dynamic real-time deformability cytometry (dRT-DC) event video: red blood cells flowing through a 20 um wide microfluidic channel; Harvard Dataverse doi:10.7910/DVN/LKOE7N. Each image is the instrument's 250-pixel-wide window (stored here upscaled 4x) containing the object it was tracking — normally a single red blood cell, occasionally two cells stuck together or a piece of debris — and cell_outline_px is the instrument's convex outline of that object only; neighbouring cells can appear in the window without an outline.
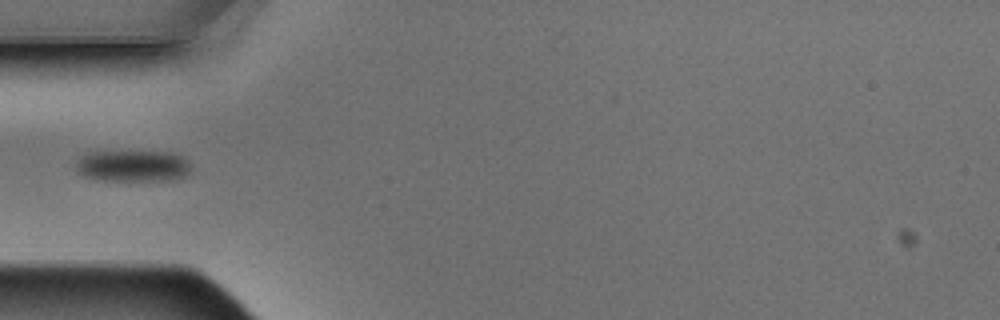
{"species": "Egyptian fruit bat (a non-hibernating species)", "species_latin": "Rousettus aegyptiacus", "temperature_condition": "warm", "stored_images_in_passage": 4, "camera_frame_rate_fps": 3000, "um_per_image_px": 0.085, "animal": {"sex": "male"}, "frame": {"image": 1, "passage_image": 4, "time_ms": 1.0, "image_size_px": [1000, 320], "cell_outline_px": [[192, 168], [184, 176], [176, 180], [96, 180], [84, 176], [76, 172], [76, 160], [80, 156], [88, 152], [172, 152], [184, 156], [188, 160]], "centroid_in_image_um": [11.29, 14.1], "position_along_channel_um": 73.7, "area_um2": 21.39}}